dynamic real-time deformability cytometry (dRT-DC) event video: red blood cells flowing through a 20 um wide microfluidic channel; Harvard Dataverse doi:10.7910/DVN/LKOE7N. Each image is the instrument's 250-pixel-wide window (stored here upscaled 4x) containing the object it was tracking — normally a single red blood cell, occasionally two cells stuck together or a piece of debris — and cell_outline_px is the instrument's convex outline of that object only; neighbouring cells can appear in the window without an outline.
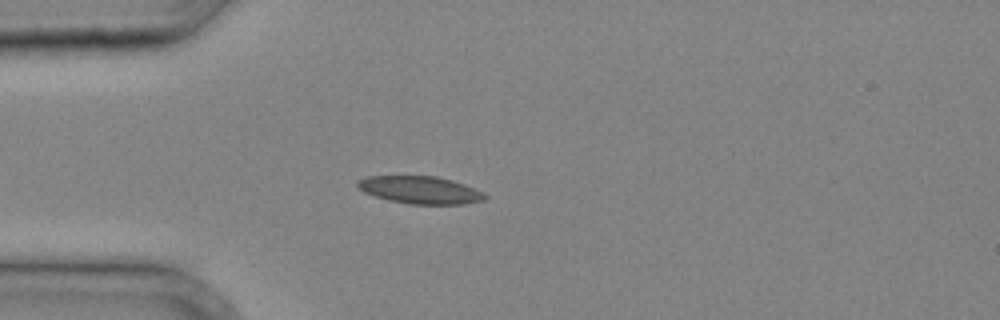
{"species": "common noctule bat (a hibernating species)", "species_latin": "Nyctalus noctula", "temperature_condition": "cold", "stored_images_in_passage": 27, "camera_frame_rate_fps": 3000, "um_per_image_px": 0.085, "animal": {"sex": "male", "body_mass_g": 20.4}, "frame": {"image": 1, "passage_image": 1, "time_ms": 0.0, "image_size_px": [1000, 320], "cell_outline_px": [[488, 196], [484, 200], [464, 204], [412, 204], [392, 200], [376, 196], [364, 192], [356, 188], [356, 180], [368, 176], [436, 176], [452, 180], [464, 184], [484, 192]], "centroid_in_image_um": [35.72, 16.14], "position_along_channel_um": 49.3, "area_um2": 20.4}}
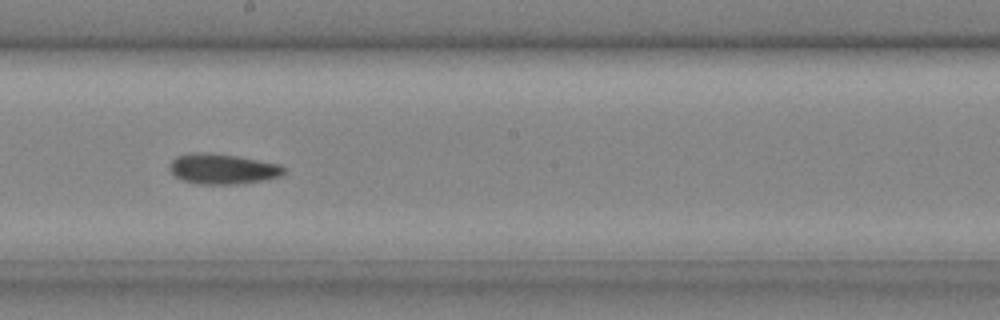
{"frame": {"image": 2, "passage_image": 12, "time_ms": 3.667, "image_size_px": [1000, 320], "cell_outline_px": [[284, 172], [280, 176], [260, 180], [232, 184], [200, 184], [184, 180], [176, 176], [168, 168], [172, 160], [176, 156], [192, 152], [212, 152], [236, 156], [280, 164], [284, 168]], "centroid_in_image_um": [18.88, 14.33], "position_along_channel_um": 229.3, "area_um2": 19.94}}
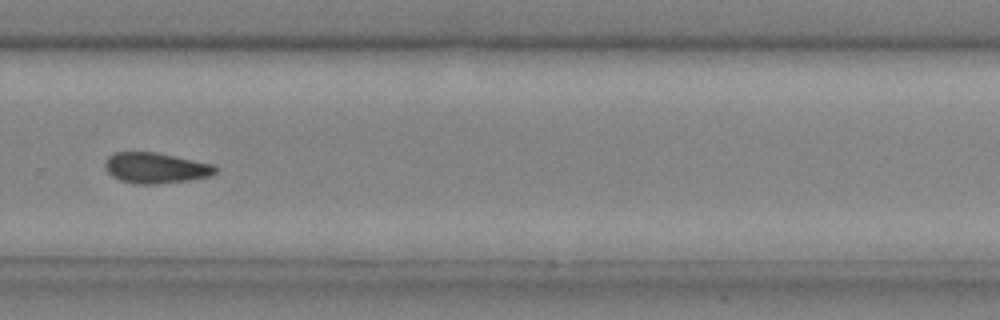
{"frame": {"image": 3, "passage_image": 17, "time_ms": 5.333, "image_size_px": [1000, 320], "cell_outline_px": [[220, 168], [216, 172], [208, 176], [188, 180], [156, 184], [136, 184], [120, 180], [112, 176], [104, 168], [104, 160], [108, 156], [116, 152], [156, 152], [176, 156], [212, 164]], "centroid_in_image_um": [13.2, 14.27], "position_along_channel_um": 316.6, "area_um2": 19.77}}